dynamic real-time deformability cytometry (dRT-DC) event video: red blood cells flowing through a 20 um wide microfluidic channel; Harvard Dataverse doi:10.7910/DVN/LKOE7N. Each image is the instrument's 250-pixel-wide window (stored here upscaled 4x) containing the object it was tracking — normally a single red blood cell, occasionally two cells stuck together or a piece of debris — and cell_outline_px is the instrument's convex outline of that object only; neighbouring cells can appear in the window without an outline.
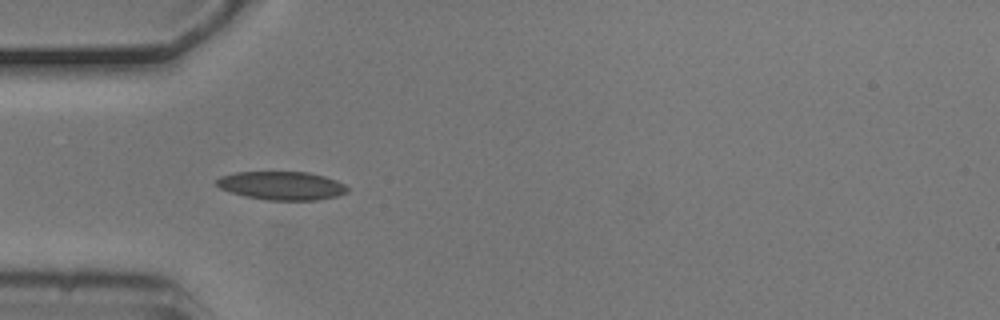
{"species": "common noctule bat (a hibernating species)", "species_latin": "Nyctalus noctula", "temperature_condition": "cold", "stored_images_in_passage": 10, "camera_frame_rate_fps": 3000, "um_per_image_px": 0.085, "animal": {"sex": "male", "body_mass_g": 20.5, "forearm_length_mm": 52.5}, "frame": {"image": 1, "passage_image": 4, "time_ms": 1.0, "image_size_px": [1000, 320], "cell_outline_px": [[348, 192], [336, 196], [316, 200], [268, 200], [244, 196], [220, 188], [216, 184], [216, 180], [220, 176], [236, 172], [308, 172], [324, 176], [336, 180], [344, 184], [348, 188]], "centroid_in_image_um": [23.95, 15.78], "position_along_channel_um": 61.1, "area_um2": 21.62}}
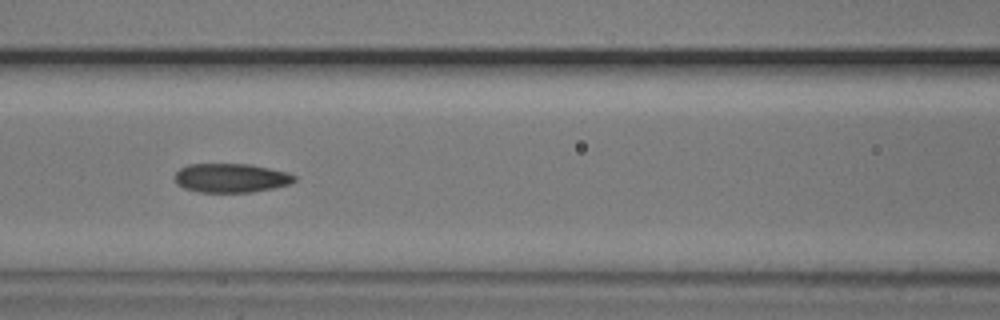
{"frame": {"image": 2, "passage_image": 6, "time_ms": 1.667, "image_size_px": [1000, 320], "cell_outline_px": [[296, 180], [288, 184], [272, 188], [252, 192], [200, 192], [184, 188], [176, 184], [176, 172], [180, 168], [188, 164], [252, 164], [288, 172], [296, 176]], "centroid_in_image_um": [19.64, 15.12], "position_along_channel_um": 147.0, "area_um2": 20.23}}
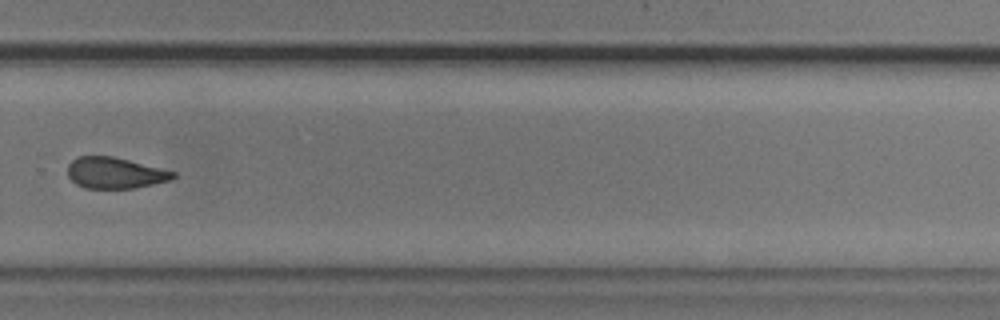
{"frame": {"image": 3, "passage_image": 10, "time_ms": 3.0, "image_size_px": [1000, 320], "cell_outline_px": [[176, 176], [172, 180], [136, 188], [84, 188], [76, 184], [68, 176], [68, 164], [72, 160], [80, 156], [112, 156], [176, 172]], "centroid_in_image_um": [9.78, 14.71], "position_along_channel_um": 320.0, "area_um2": 19.07}}